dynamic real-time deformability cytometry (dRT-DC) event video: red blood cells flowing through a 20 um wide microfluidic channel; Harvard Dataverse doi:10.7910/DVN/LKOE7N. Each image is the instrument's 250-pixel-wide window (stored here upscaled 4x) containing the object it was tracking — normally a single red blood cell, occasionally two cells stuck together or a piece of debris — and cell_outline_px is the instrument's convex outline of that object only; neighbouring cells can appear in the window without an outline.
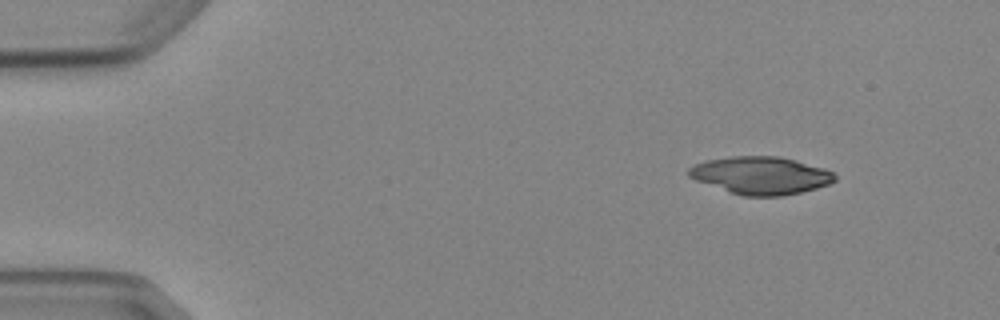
{"species": "Egyptian fruit bat (a non-hibernating species)", "species_latin": "Rousettus aegyptiacus", "temperature_condition": "cold", "stored_images_in_passage": 5, "segment_of_instrument_passage": [2, 2], "camera_frame_rate_fps": 3000, "um_per_image_px": 0.085, "animal": {"sex": "female"}, "frame": {"image": 1, "passage_image": 5, "time_ms": 5.333, "image_size_px": [1000, 320], "cell_outline_px": [[836, 180], [828, 184], [816, 188], [800, 192], [780, 196], [744, 196], [728, 192], [696, 180], [688, 176], [688, 168], [696, 164], [708, 160], [732, 156], [780, 156], [796, 160], [824, 168], [832, 172], [836, 176]], "centroid_in_image_um": [64.67, 14.91], "position_along_channel_um": 20.3, "area_um2": 31.91}}